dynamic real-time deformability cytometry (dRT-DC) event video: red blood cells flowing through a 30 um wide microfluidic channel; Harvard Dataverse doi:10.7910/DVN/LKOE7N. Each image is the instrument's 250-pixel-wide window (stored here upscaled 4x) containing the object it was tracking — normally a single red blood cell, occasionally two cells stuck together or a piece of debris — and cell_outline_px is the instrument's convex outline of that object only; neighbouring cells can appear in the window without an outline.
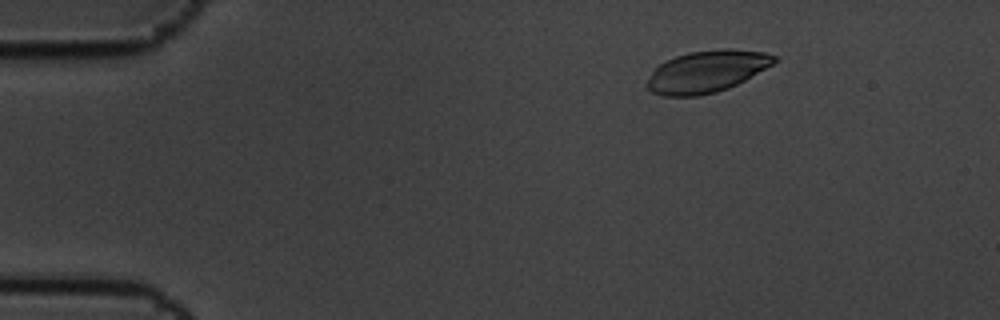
{"species": "common noctule bat (a hibernating species)", "species_latin": "Nyctalus noctula", "temperature_condition": "cold", "stored_images_in_passage": 5, "camera_frame_rate_fps": 3000, "um_per_image_px": 0.085, "animal": {"sex": "male", "body_mass_g": 19.5, "forearm_length_mm": 54.6}, "frame": {"image": 1, "passage_image": 1, "time_ms": 0.0, "image_size_px": [1000, 320], "cell_outline_px": [[776, 60], [772, 64], [744, 80], [728, 88], [716, 92], [696, 96], [664, 96], [652, 92], [644, 84], [652, 72], [660, 64], [676, 56], [688, 52], [720, 48], [728, 48], [764, 52], [776, 56]], "centroid_in_image_um": [60.04, 6.07], "position_along_channel_um": 25.0, "area_um2": 30.81}}